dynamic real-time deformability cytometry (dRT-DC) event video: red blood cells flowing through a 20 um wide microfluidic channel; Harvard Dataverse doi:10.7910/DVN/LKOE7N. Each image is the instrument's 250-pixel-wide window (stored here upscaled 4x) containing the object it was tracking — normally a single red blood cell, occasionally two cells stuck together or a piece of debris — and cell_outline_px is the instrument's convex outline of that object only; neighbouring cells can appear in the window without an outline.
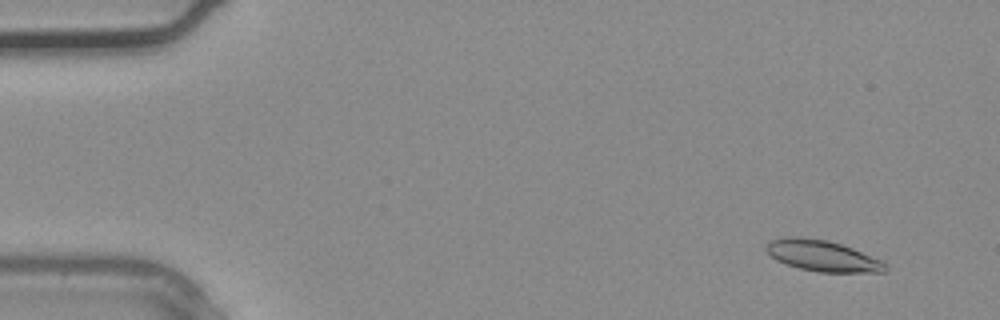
{"species": "common noctule bat (a hibernating species)", "species_latin": "Nyctalus noctula", "temperature_condition": "warm", "stored_images_in_passage": 3, "camera_frame_rate_fps": 3000, "um_per_image_px": 0.085, "animal": {"sex": "male", "body_mass_g": 20.4}, "frame": {"image": 1, "passage_image": 1, "time_ms": 0.0, "image_size_px": [1000, 320], "cell_outline_px": [[888, 268], [884, 272], [820, 272], [800, 268], [776, 260], [764, 248], [764, 244], [772, 240], [784, 236], [796, 236], [828, 240], [852, 248], [884, 260], [888, 264]], "centroid_in_image_um": [69.93, 21.73], "position_along_channel_um": 15.1, "area_um2": 21.68}}
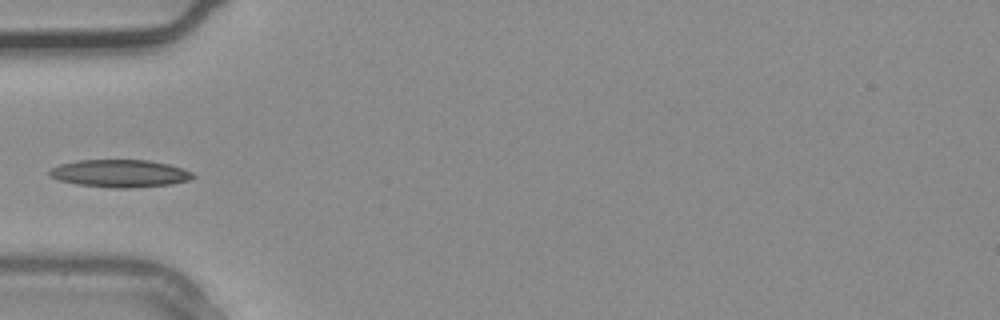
{"frame": {"image": 2, "passage_image": 3, "time_ms": 0.667, "image_size_px": [1000, 320], "cell_outline_px": [[196, 176], [188, 180], [172, 184], [128, 188], [116, 188], [76, 184], [60, 180], [48, 176], [48, 172], [52, 168], [60, 164], [76, 160], [148, 160], [168, 164], [192, 172]], "centroid_in_image_um": [10.17, 14.74], "position_along_channel_um": 74.8, "area_um2": 22.95}}